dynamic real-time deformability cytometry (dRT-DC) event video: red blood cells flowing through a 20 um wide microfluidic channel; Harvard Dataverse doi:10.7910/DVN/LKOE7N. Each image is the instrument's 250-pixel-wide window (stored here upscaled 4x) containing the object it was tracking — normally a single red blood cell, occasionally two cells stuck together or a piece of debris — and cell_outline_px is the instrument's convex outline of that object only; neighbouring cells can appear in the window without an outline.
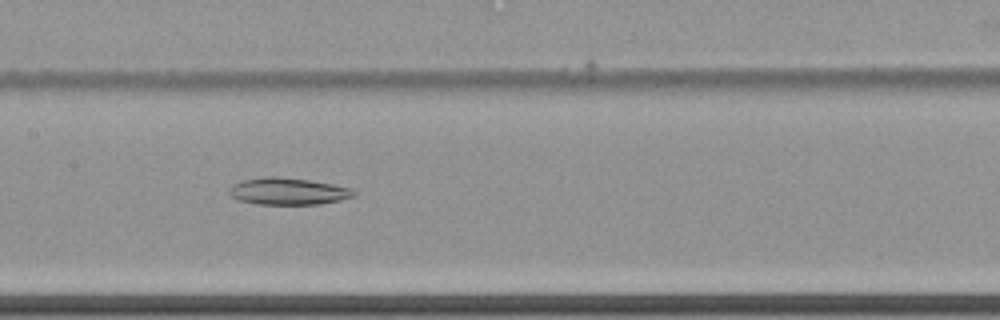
{"species": "common noctule bat (a hibernating species)", "species_latin": "Nyctalus noctula", "temperature_condition": "cold", "stored_images_in_passage": 64, "camera_frame_rate_fps": 3000, "um_per_image_px": 0.085, "animal": {"sex": "female", "body_mass_g": 22.7, "forearm_length_mm": 54.2}, "frame": {"image": 1, "passage_image": 35, "time_ms": 11.333, "image_size_px": [1000, 320], "cell_outline_px": [[356, 196], [340, 200], [320, 204], [256, 204], [240, 200], [232, 196], [228, 192], [228, 188], [232, 184], [240, 180], [264, 176], [276, 176], [308, 180], [332, 184], [352, 188], [356, 192]], "centroid_in_image_um": [24.47, 16.25], "position_along_channel_um": 182.9, "area_um2": 19.71}}
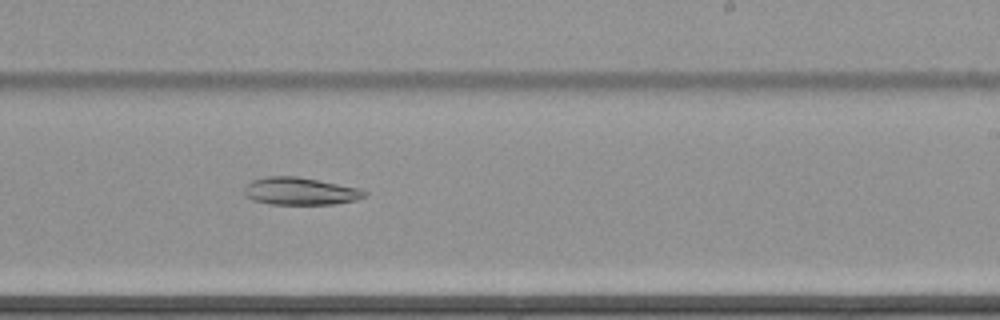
{"frame": {"image": 2, "passage_image": 42, "time_ms": 13.667, "image_size_px": [1000, 320], "cell_outline_px": [[368, 196], [356, 200], [332, 204], [268, 204], [252, 200], [244, 196], [244, 188], [252, 180], [264, 176], [296, 176], [360, 188], [368, 192]], "centroid_in_image_um": [25.51, 16.25], "position_along_channel_um": 263.5, "area_um2": 19.42}}
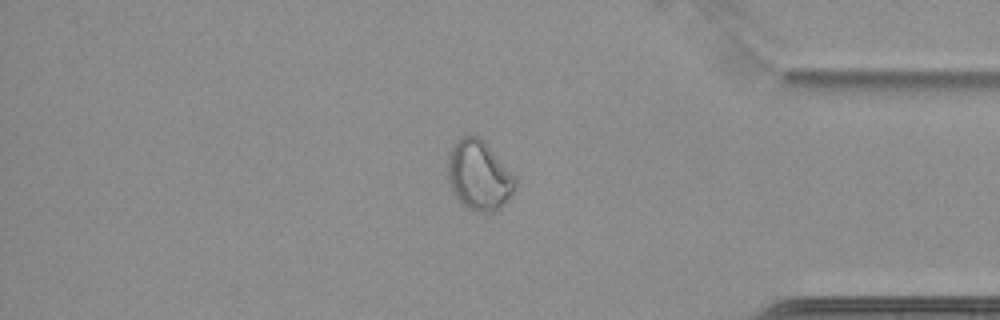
{"frame": {"image": 3, "passage_image": 55, "time_ms": 18.0, "image_size_px": [1000, 320], "cell_outline_px": [[516, 188], [512, 196], [496, 212], [476, 212], [468, 208], [452, 192], [448, 184], [448, 152], [452, 144], [460, 136], [472, 132], [480, 136], [484, 140], [516, 176]], "centroid_in_image_um": [40.72, 14.86], "position_along_channel_um": 394.5, "area_um2": 28.21}}